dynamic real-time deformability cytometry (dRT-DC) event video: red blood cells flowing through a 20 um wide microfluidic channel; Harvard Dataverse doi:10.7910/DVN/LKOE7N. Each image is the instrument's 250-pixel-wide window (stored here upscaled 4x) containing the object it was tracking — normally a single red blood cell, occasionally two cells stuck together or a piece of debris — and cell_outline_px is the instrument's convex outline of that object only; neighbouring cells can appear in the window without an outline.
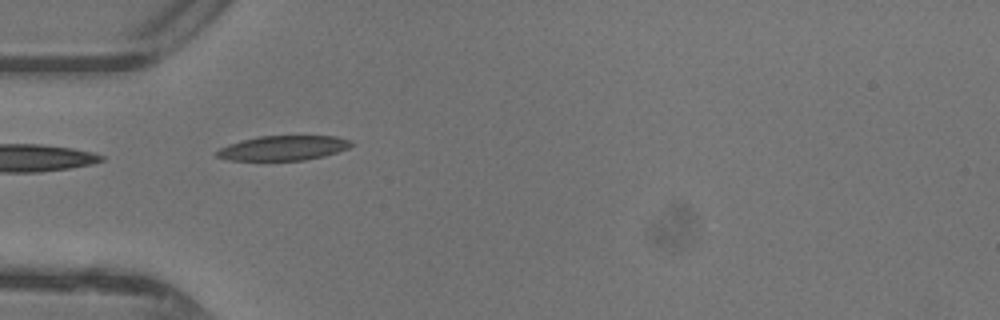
{"species": "common noctule bat (a hibernating species)", "species_latin": "Nyctalus noctula", "temperature_condition": "warm", "stored_images_in_passage": 33, "camera_frame_rate_fps": 3000, "um_per_image_px": 0.085, "animal": {"sex": "female"}, "frame": {"image": 1, "passage_image": 1, "time_ms": 0.0, "image_size_px": [1000, 320], "cell_outline_px": [[352, 144], [348, 148], [324, 156], [304, 160], [228, 160], [216, 156], [216, 152], [220, 148], [228, 144], [240, 140], [260, 136], [336, 136], [352, 140]], "centroid_in_image_um": [24.07, 12.57], "position_along_channel_um": 60.9, "area_um2": 19.31}}
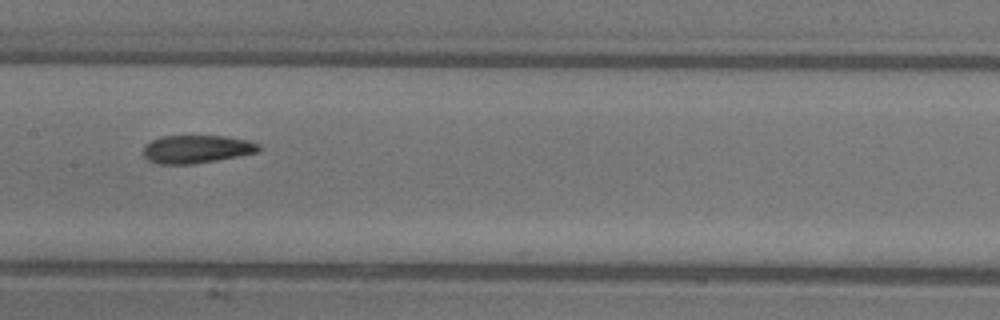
{"frame": {"image": 2, "passage_image": 10, "time_ms": 3.0, "image_size_px": [1000, 320], "cell_outline_px": [[260, 148], [256, 152], [216, 160], [192, 164], [156, 164], [148, 160], [144, 156], [144, 144], [152, 140], [164, 136], [224, 136], [248, 140], [260, 144]], "centroid_in_image_um": [16.67, 12.67], "position_along_channel_um": 190.7, "area_um2": 18.73}}
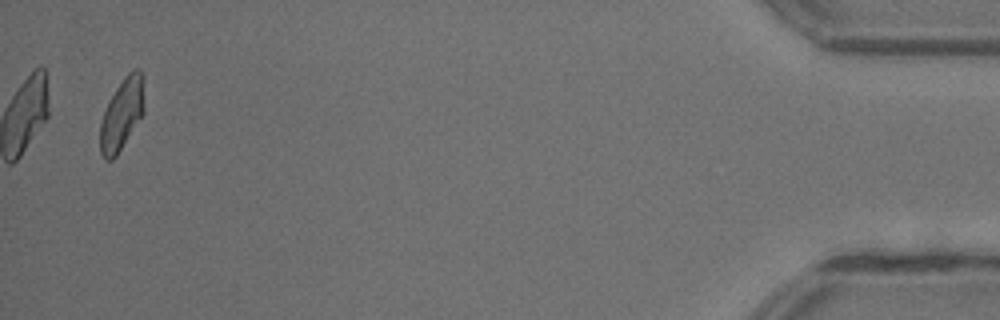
{"frame": {"image": 3, "passage_image": 32, "time_ms": 10.333, "image_size_px": [1000, 320], "cell_outline_px": [[144, 112], [116, 156], [112, 160], [104, 160], [100, 152], [100, 124], [108, 100], [124, 76], [132, 68], [140, 68], [144, 108]], "centroid_in_image_um": [10.33, 9.71], "position_along_channel_um": 424.9, "area_um2": 18.15}, "authors_computed_cell_mechanics": {"area_um2": 19.074, "velocity_mm_per_s": 4.4043, "shape_relaxation_time_tau1_ms": 5.0, "shape_relaxation_time_tau2_ms": 3.5732, "deformation_change_tau1": 0.1689, "deformation_change_tau2": 0.0923}}